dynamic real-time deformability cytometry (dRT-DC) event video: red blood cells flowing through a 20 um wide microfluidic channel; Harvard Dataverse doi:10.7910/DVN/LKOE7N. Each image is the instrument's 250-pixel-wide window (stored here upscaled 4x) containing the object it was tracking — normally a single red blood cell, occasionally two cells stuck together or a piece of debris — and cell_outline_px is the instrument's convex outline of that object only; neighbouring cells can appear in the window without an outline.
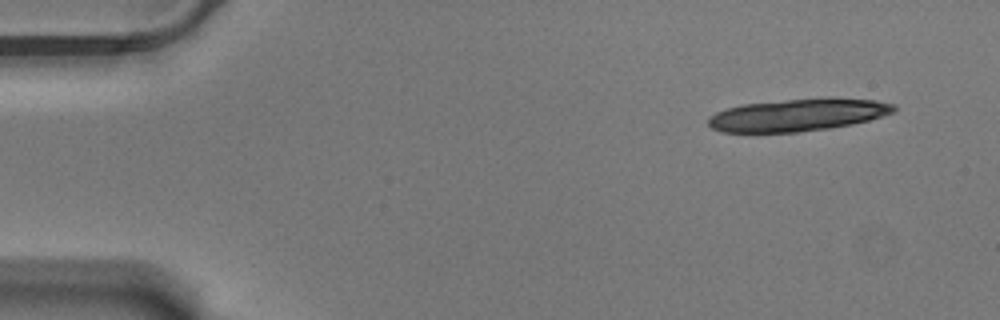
{"species": "Egyptian fruit bat (a non-hibernating species)", "species_latin": "Rousettus aegyptiacus", "temperature_condition": "warm", "stored_images_in_passage": 18, "camera_frame_rate_fps": 3000, "um_per_image_px": 0.085, "animal": {"sex": "male"}, "frame": {"image": 1, "passage_image": 1, "time_ms": 0.0, "image_size_px": [1000, 320], "cell_outline_px": [[896, 108], [892, 112], [868, 120], [852, 124], [828, 128], [796, 132], [724, 132], [712, 128], [708, 124], [708, 116], [716, 112], [728, 108], [744, 104], [788, 100], [876, 100], [896, 104]], "centroid_in_image_um": [67.74, 9.8], "position_along_channel_um": 17.3, "area_um2": 33.76}}
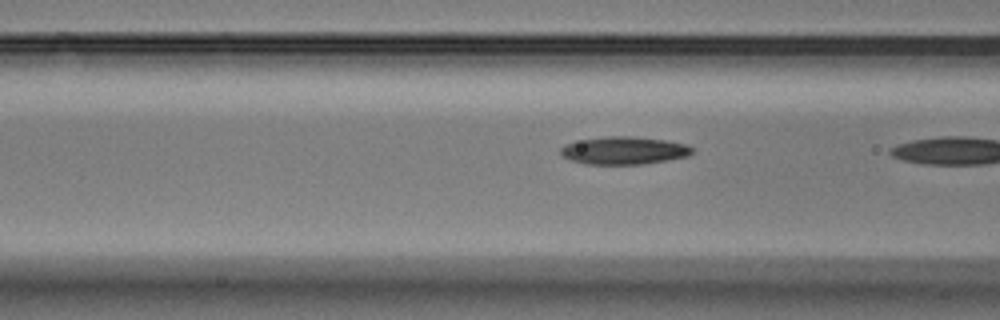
{"frame": {"image": 2, "passage_image": 17, "time_ms": 5.333, "image_size_px": [1000, 320], "cell_outline_px": [[692, 152], [688, 156], [640, 164], [584, 164], [572, 160], [564, 156], [560, 152], [560, 148], [564, 144], [584, 140], [608, 136], [632, 136], [664, 140], [688, 144], [692, 148]], "centroid_in_image_um": [53.03, 12.79], "position_along_channel_um": 113.6, "area_um2": 20.92}}